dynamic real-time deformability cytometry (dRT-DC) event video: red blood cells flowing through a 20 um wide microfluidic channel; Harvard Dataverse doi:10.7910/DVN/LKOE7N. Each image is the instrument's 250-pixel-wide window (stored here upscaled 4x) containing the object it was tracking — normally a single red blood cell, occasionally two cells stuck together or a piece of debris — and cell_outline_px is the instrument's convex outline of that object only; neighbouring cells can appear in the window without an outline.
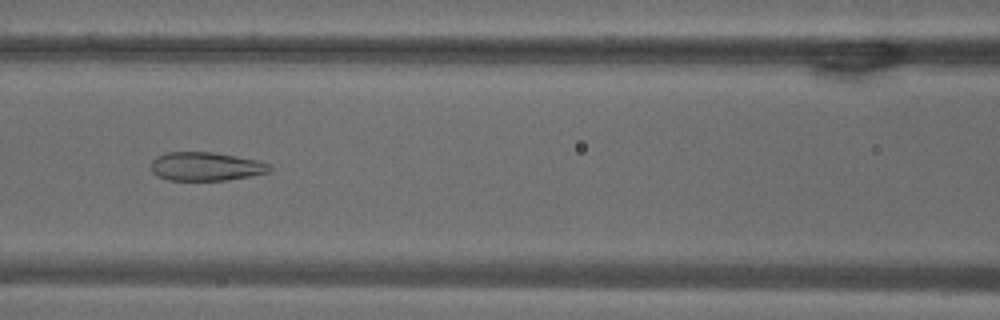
{"species": "common noctule bat (a hibernating species)", "species_latin": "Nyctalus noctula", "temperature_condition": "warm", "stored_images_in_passage": 52, "camera_frame_rate_fps": 3000, "um_per_image_px": 0.085, "animal": {"sex": "male", "body_mass_g": 18.8}, "frame": {"image": 1, "passage_image": 22, "time_ms": 7.0, "image_size_px": [1000, 320], "cell_outline_px": [[272, 168], [268, 172], [252, 176], [224, 180], [168, 180], [156, 176], [152, 172], [148, 164], [156, 156], [168, 152], [212, 152], [256, 160], [272, 164]], "centroid_in_image_um": [17.45, 14.15], "position_along_channel_um": 149.1, "area_um2": 19.94}}
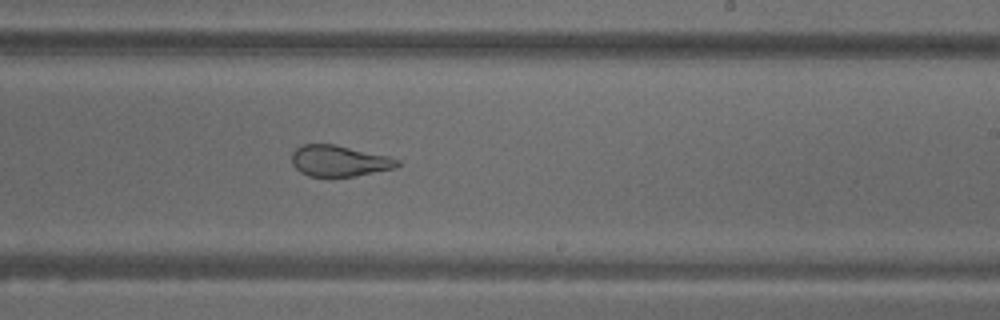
{"frame": {"image": 2, "passage_image": 31, "time_ms": 10.0, "image_size_px": [1000, 320], "cell_outline_px": [[400, 164], [396, 168], [352, 176], [308, 176], [300, 172], [292, 164], [292, 152], [296, 148], [304, 144], [336, 144], [388, 156], [400, 160]], "centroid_in_image_um": [28.83, 13.67], "position_along_channel_um": 260.2, "area_um2": 19.07}}
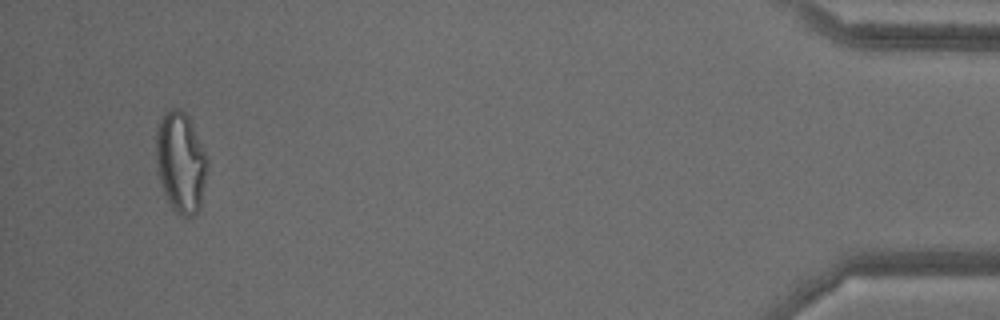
{"frame": {"image": 3, "passage_image": 50, "time_ms": 16.333, "image_size_px": [1000, 320], "cell_outline_px": [[208, 168], [200, 208], [192, 216], [180, 216], [172, 208], [164, 192], [156, 168], [156, 124], [164, 112], [172, 108], [180, 108], [188, 116], [208, 160]], "centroid_in_image_um": [15.34, 13.78], "position_along_channel_um": 419.9, "area_um2": 30.23}, "authors_computed_cell_mechanics": {"area_um2": 26.0967, "velocity_mm_per_s": 3.7113, "shape_relaxation_time_tau1_ms": null, "shape_relaxation_time_tau2_ms": 1.4661, "deformation_change_tau1": null, "deformation_change_tau2": 0.0954}}